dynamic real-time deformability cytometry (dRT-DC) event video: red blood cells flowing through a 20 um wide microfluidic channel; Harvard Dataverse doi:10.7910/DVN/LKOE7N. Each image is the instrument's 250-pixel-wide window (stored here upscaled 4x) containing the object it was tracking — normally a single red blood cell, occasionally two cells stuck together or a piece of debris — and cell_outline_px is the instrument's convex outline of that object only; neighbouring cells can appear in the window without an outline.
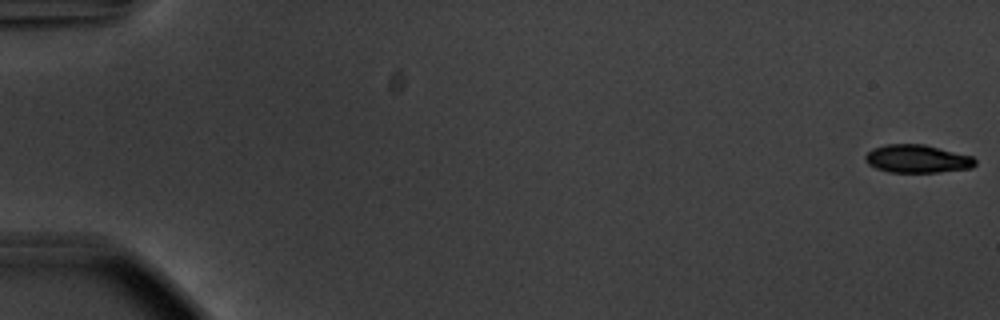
{"species": "common noctule bat (a hibernating species)", "species_latin": "Nyctalus noctula", "temperature_condition": "warm", "stored_images_in_passage": 55, "camera_frame_rate_fps": 3000, "um_per_image_px": 0.085, "animal": {"sex": "male", "body_mass_g": 20.1, "forearm_length_mm": 53.5}, "frame": {"image": 1, "passage_image": 1, "time_ms": 0.0, "image_size_px": [1000, 320], "cell_outline_px": [[976, 164], [972, 168], [940, 172], [888, 172], [876, 168], [868, 164], [864, 160], [864, 156], [872, 148], [884, 144], [924, 144], [972, 156], [976, 160]], "centroid_in_image_um": [77.95, 13.5], "position_along_channel_um": 7.1, "area_um2": 18.09}}
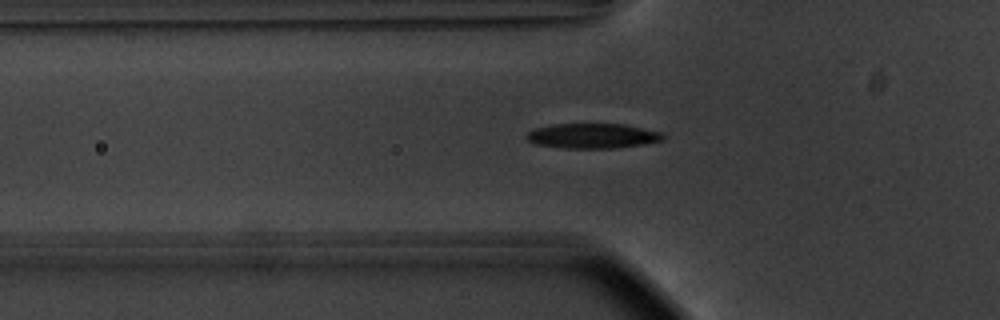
{"frame": {"image": 2, "passage_image": 20, "time_ms": 6.333, "image_size_px": [1000, 320], "cell_outline_px": [[668, 136], [664, 140], [644, 144], [616, 148], [564, 148], [536, 144], [528, 140], [524, 136], [532, 128], [552, 124], [624, 124], [664, 132]], "centroid_in_image_um": [50.41, 11.54], "position_along_channel_um": 75.4, "area_um2": 20.17}}
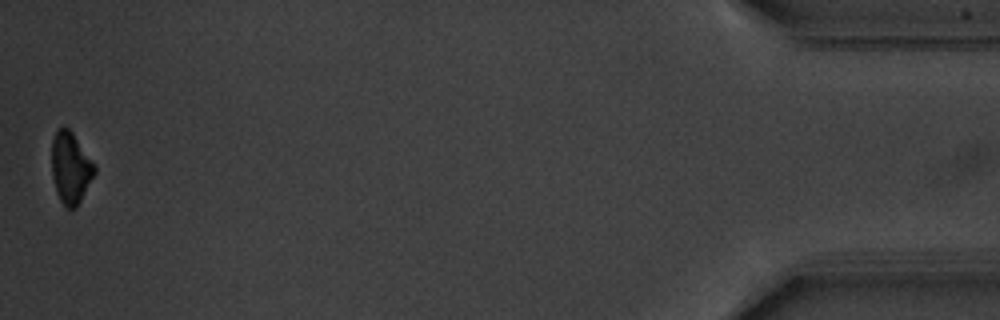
{"frame": {"image": 3, "passage_image": 55, "time_ms": 18.0, "image_size_px": [1000, 320], "cell_outline_px": [[96, 172], [76, 208], [68, 208], [60, 200], [56, 192], [52, 176], [52, 140], [56, 132], [60, 128], [68, 128], [72, 132], [96, 168]], "centroid_in_image_um": [5.99, 14.29], "position_along_channel_um": 429.2, "area_um2": 17.4}, "authors_computed_cell_mechanics": {"area_um2": 19.363, "velocity_mm_per_s": 3.7579, "shape_relaxation_time_tau1_ms": 2.6221, "shape_relaxation_time_tau2_ms": null, "deformation_change_tau1": 0.1256, "deformation_change_tau2": null}}